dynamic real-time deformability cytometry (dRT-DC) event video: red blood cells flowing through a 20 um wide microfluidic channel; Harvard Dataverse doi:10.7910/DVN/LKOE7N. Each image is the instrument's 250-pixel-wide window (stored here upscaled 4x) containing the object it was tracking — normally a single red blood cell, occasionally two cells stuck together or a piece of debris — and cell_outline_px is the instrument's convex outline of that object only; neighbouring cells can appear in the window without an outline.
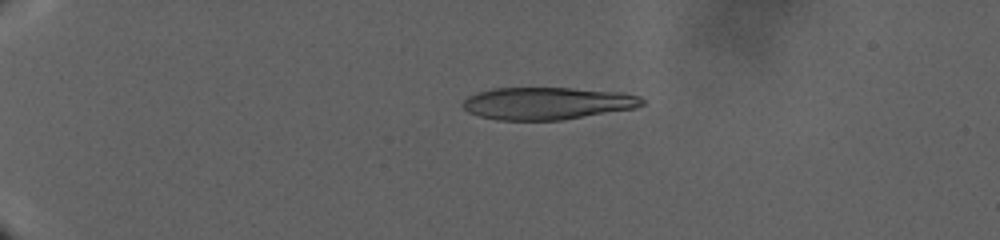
{"species": "human", "species_latin": "Homo sapiens", "temperature_condition": "warm", "stored_images_in_passage": 100, "camera_frame_rate_fps": 3000, "um_per_image_px": 0.085, "donor": {"sex": "male"}, "frame": {"image": 1, "passage_image": 29, "time_ms": 10.333, "image_size_px": [1000, 240], "cell_outline_px": [[644, 104], [636, 108], [560, 120], [500, 120], [480, 116], [468, 112], [460, 104], [468, 96], [476, 92], [492, 88], [572, 88], [620, 92], [640, 96], [644, 100]], "centroid_in_image_um": [46.5, 8.78], "position_along_channel_um": 38.5, "area_um2": 33.81}}
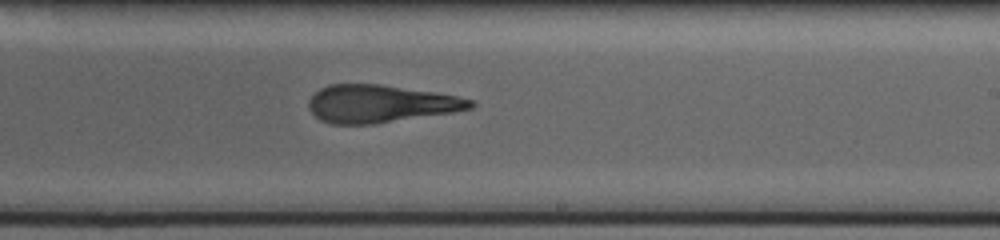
{"frame": {"image": 2, "passage_image": 65, "time_ms": 26.333, "image_size_px": [1000, 240], "cell_outline_px": [[476, 104], [472, 108], [452, 112], [376, 124], [332, 124], [320, 120], [308, 108], [308, 100], [320, 88], [328, 84], [380, 84], [436, 92], [476, 100]], "centroid_in_image_um": [32.33, 8.82], "position_along_channel_um": 256.7, "area_um2": 35.6}}
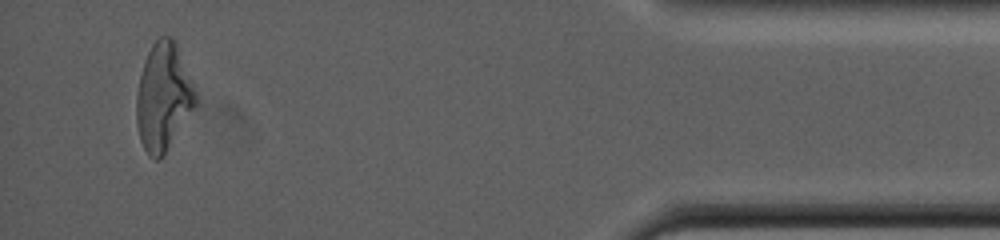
{"frame": {"image": 3, "passage_image": 96, "time_ms": 37.667, "image_size_px": [1000, 240], "cell_outline_px": [[196, 104], [164, 156], [160, 160], [156, 160], [148, 156], [140, 140], [136, 120], [136, 96], [140, 76], [144, 60], [152, 44], [160, 36], [172, 36], [176, 40], [196, 92]], "centroid_in_image_um": [13.87, 8.24], "position_along_channel_um": 421.3, "area_um2": 37.17}}